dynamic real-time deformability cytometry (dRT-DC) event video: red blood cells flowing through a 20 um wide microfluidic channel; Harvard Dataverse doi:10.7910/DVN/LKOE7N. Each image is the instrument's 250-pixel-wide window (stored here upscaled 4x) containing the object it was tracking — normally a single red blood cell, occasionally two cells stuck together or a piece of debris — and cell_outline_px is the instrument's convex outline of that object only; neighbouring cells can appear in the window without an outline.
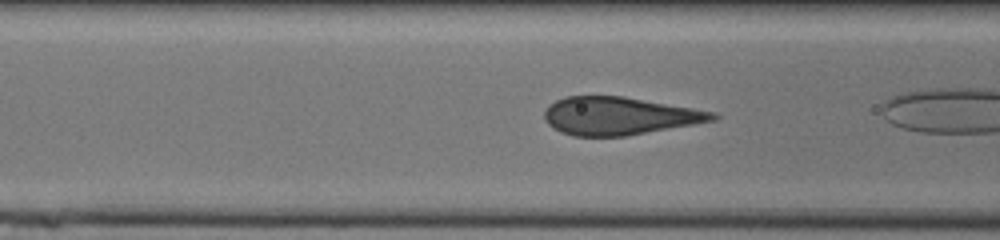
{"species": "human", "species_latin": "Homo sapiens", "temperature_condition": "cold", "stored_images_in_passage": 8, "camera_frame_rate_fps": 3000, "um_per_image_px": 0.085, "donor": {"sex": "male"}, "frame": {"image": 1, "passage_image": 3, "time_ms": 0.667, "image_size_px": [1000, 240], "cell_outline_px": [[720, 116], [716, 120], [628, 136], [572, 136], [560, 132], [552, 128], [544, 120], [544, 112], [548, 104], [564, 96], [624, 96], [716, 112]], "centroid_in_image_um": [52.61, 9.85], "position_along_channel_um": 114.0, "area_um2": 37.4}}